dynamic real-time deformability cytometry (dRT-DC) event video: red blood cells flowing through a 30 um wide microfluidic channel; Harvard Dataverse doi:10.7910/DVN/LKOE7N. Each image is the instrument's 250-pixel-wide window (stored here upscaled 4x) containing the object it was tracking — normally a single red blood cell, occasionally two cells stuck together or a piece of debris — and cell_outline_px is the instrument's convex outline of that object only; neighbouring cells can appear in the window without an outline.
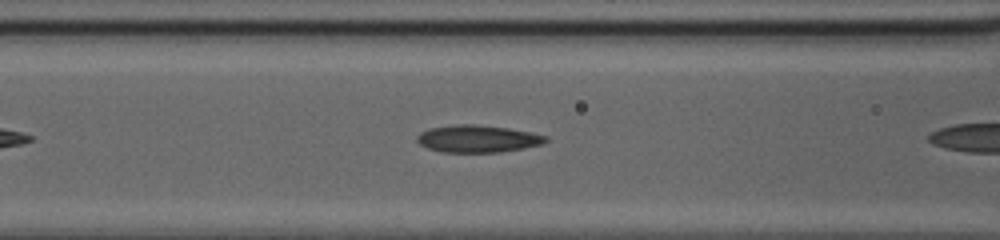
{"species": "common noctule bat (a hibernating species)", "species_latin": "Nyctalus noctula", "temperature_condition": "cold", "stored_images_in_passage": 4, "camera_frame_rate_fps": 3000, "um_per_image_px": 0.085, "animal": {"sex": "female", "body_mass_g": 20.0, "forearm_length_mm": 54.0}, "frame": {"image": 1, "passage_image": 3, "time_ms": 0.667, "image_size_px": [1000, 240], "cell_outline_px": [[548, 140], [540, 144], [524, 148], [500, 152], [440, 152], [428, 148], [420, 144], [416, 140], [416, 136], [420, 132], [432, 128], [460, 124], [472, 124], [508, 128], [532, 132], [544, 136]], "centroid_in_image_um": [40.57, 11.8], "position_along_channel_um": 126.0, "area_um2": 20.23}}